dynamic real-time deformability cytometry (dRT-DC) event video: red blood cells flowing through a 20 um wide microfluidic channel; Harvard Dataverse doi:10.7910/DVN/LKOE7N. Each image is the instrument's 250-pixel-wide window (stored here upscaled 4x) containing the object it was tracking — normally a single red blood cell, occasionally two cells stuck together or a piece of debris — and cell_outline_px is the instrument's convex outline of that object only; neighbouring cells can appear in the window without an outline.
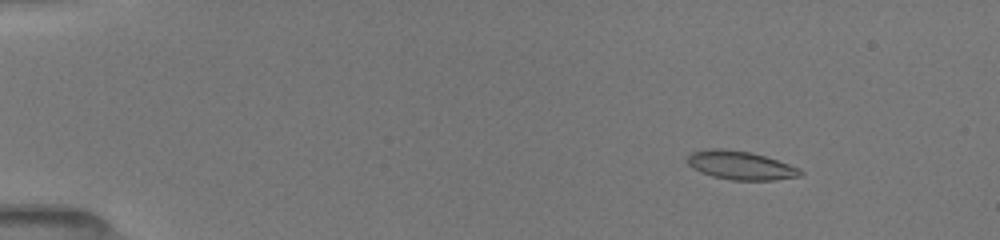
{"species": "common noctule bat (a hibernating species)", "species_latin": "Nyctalus noctula", "temperature_condition": "room temperature", "stored_images_in_passage": 13, "camera_frame_rate_fps": 3000, "um_per_image_px": 0.085, "animal": {"sex": "female", "body_mass_g": 19.5, "forearm_length_mm": 54.1}, "frame": {"image": 1, "passage_image": 3, "time_ms": 2.333, "image_size_px": [1000, 240], "cell_outline_px": [[804, 172], [800, 176], [772, 180], [732, 180], [712, 176], [700, 172], [692, 168], [688, 164], [688, 156], [692, 152], [708, 148], [720, 148], [748, 152], [764, 156], [800, 168]], "centroid_in_image_um": [62.92, 14.06], "position_along_channel_um": 22.1, "area_um2": 18.67}}
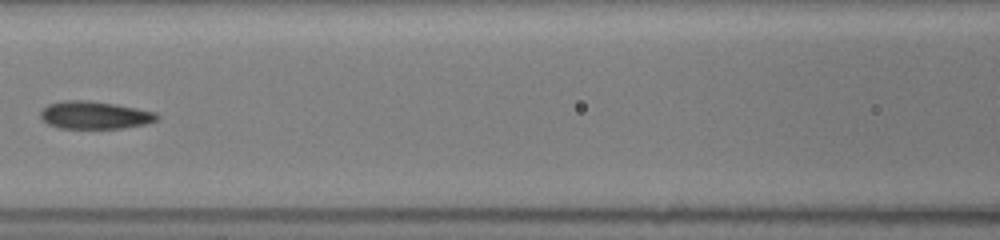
{"frame": {"image": 2, "passage_image": 9, "time_ms": 8.333, "image_size_px": [1000, 240], "cell_outline_px": [[160, 116], [156, 120], [144, 124], [124, 128], [60, 128], [48, 124], [40, 116], [40, 112], [48, 104], [64, 100], [88, 100], [116, 104], [156, 112]], "centroid_in_image_um": [8.05, 9.78], "position_along_channel_um": 158.6, "area_um2": 18.73}}
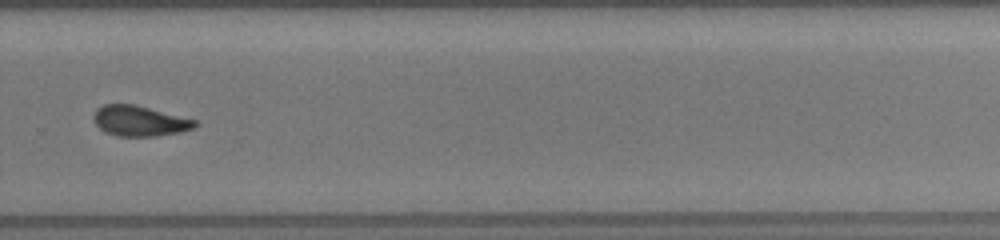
{"frame": {"image": 3, "passage_image": 13, "time_ms": 12.333, "image_size_px": [1000, 240], "cell_outline_px": [[200, 124], [192, 128], [180, 132], [156, 136], [120, 136], [108, 132], [100, 128], [96, 124], [92, 116], [96, 108], [104, 104], [136, 104], [196, 120]], "centroid_in_image_um": [11.87, 10.26], "position_along_channel_um": 317.9, "area_um2": 17.92}}